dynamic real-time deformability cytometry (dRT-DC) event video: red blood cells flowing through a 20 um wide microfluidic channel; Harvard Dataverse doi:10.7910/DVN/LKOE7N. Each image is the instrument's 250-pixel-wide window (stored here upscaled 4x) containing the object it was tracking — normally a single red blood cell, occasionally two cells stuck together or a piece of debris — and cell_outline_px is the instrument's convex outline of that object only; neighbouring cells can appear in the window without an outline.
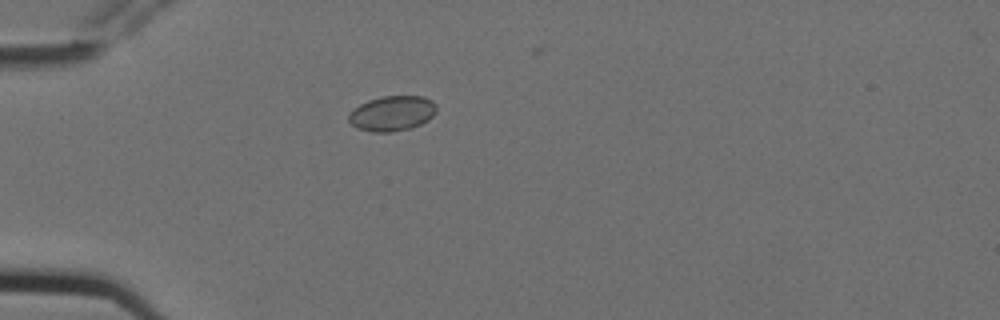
{"species": "Egyptian fruit bat (a non-hibernating species)", "species_latin": "Rousettus aegyptiacus", "temperature_condition": "cold", "stored_images_in_passage": 6, "camera_frame_rate_fps": 3000, "um_per_image_px": 0.085, "animal": {"sex": "female"}, "frame": {"image": 1, "passage_image": 5, "time_ms": 1.333, "image_size_px": [1000, 320], "cell_outline_px": [[436, 112], [428, 120], [412, 128], [392, 132], [372, 132], [356, 128], [348, 120], [348, 116], [352, 108], [368, 100], [380, 96], [424, 96], [432, 100], [436, 104]], "centroid_in_image_um": [33.32, 9.63], "position_along_channel_um": 51.7, "area_um2": 18.21}}